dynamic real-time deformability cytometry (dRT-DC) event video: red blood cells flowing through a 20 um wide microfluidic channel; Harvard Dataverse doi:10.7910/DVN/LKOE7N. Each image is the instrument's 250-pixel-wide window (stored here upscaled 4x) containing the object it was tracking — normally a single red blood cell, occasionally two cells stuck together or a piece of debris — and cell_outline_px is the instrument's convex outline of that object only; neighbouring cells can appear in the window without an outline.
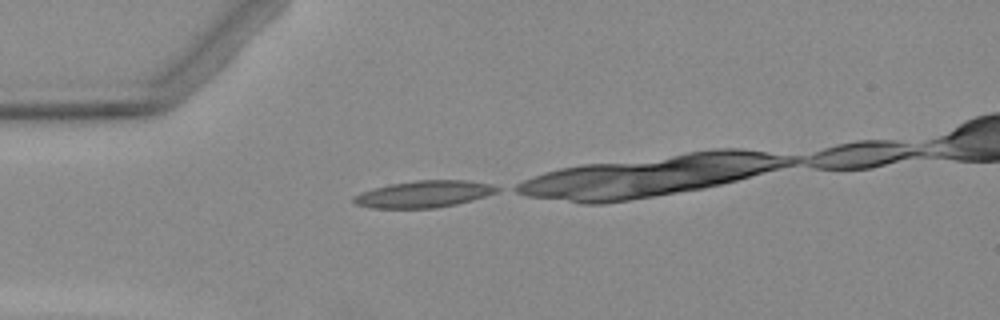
{"species": "Egyptian fruit bat (a non-hibernating species)", "species_latin": "Rousettus aegyptiacus", "temperature_condition": "warm", "stored_images_in_passage": 2, "camera_frame_rate_fps": 3000, "um_per_image_px": 0.085, "animal": {"sex": "female"}, "frame": {"image": 1, "passage_image": 1, "time_ms": 0.0, "image_size_px": [1000, 320], "cell_outline_px": [[500, 188], [496, 192], [472, 200], [456, 204], [436, 208], [372, 208], [356, 204], [352, 200], [352, 196], [360, 192], [392, 184], [416, 180], [468, 180], [492, 184]], "centroid_in_image_um": [36.02, 16.49], "position_along_channel_um": 49.0, "area_um2": 22.25}}